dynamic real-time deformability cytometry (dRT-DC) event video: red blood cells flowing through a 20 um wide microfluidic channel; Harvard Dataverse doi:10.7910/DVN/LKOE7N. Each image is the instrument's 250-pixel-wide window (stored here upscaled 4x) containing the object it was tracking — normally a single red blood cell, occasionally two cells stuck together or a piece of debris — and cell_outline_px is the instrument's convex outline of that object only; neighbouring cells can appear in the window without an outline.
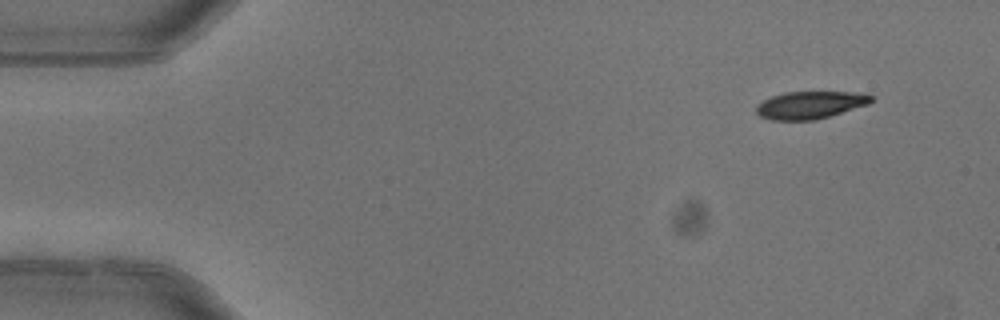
{"species": "common noctule bat (a hibernating species)", "species_latin": "Nyctalus noctula", "temperature_condition": "warm", "stored_images_in_passage": 4, "camera_frame_rate_fps": 3000, "um_per_image_px": 0.085, "animal": {"sex": "female"}, "frame": {"image": 1, "passage_image": 1, "time_ms": 0.0, "image_size_px": [1000, 320], "cell_outline_px": [[876, 96], [868, 104], [828, 116], [812, 120], [772, 120], [760, 116], [756, 112], [756, 104], [772, 96], [784, 92], [852, 92]], "centroid_in_image_um": [68.83, 8.92], "position_along_channel_um": 16.2, "area_um2": 18.21}}